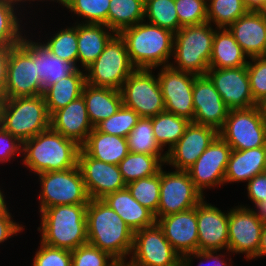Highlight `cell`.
Masks as SVG:
<instances>
[{
  "instance_id": "obj_24",
  "label": "cell",
  "mask_w": 266,
  "mask_h": 266,
  "mask_svg": "<svg viewBox=\"0 0 266 266\" xmlns=\"http://www.w3.org/2000/svg\"><path fill=\"white\" fill-rule=\"evenodd\" d=\"M228 30L248 58L264 56L266 19L258 10H249L231 24Z\"/></svg>"
},
{
  "instance_id": "obj_33",
  "label": "cell",
  "mask_w": 266,
  "mask_h": 266,
  "mask_svg": "<svg viewBox=\"0 0 266 266\" xmlns=\"http://www.w3.org/2000/svg\"><path fill=\"white\" fill-rule=\"evenodd\" d=\"M167 156H152L142 153L129 152L118 167L126 184L155 175L166 163Z\"/></svg>"
},
{
  "instance_id": "obj_17",
  "label": "cell",
  "mask_w": 266,
  "mask_h": 266,
  "mask_svg": "<svg viewBox=\"0 0 266 266\" xmlns=\"http://www.w3.org/2000/svg\"><path fill=\"white\" fill-rule=\"evenodd\" d=\"M205 75L213 83L229 110L247 109L257 105L250 91L247 66L209 68Z\"/></svg>"
},
{
  "instance_id": "obj_25",
  "label": "cell",
  "mask_w": 266,
  "mask_h": 266,
  "mask_svg": "<svg viewBox=\"0 0 266 266\" xmlns=\"http://www.w3.org/2000/svg\"><path fill=\"white\" fill-rule=\"evenodd\" d=\"M26 35L22 37V43L33 53V61L36 63L43 92L62 78L73 74L77 68L52 54L42 42H33Z\"/></svg>"
},
{
  "instance_id": "obj_42",
  "label": "cell",
  "mask_w": 266,
  "mask_h": 266,
  "mask_svg": "<svg viewBox=\"0 0 266 266\" xmlns=\"http://www.w3.org/2000/svg\"><path fill=\"white\" fill-rule=\"evenodd\" d=\"M139 118L140 116L135 110L122 104L115 114L98 123L95 128L109 135L126 138Z\"/></svg>"
},
{
  "instance_id": "obj_32",
  "label": "cell",
  "mask_w": 266,
  "mask_h": 266,
  "mask_svg": "<svg viewBox=\"0 0 266 266\" xmlns=\"http://www.w3.org/2000/svg\"><path fill=\"white\" fill-rule=\"evenodd\" d=\"M83 72L78 68L73 74L62 78L44 91L43 96L50 116L82 96L86 84V75Z\"/></svg>"
},
{
  "instance_id": "obj_5",
  "label": "cell",
  "mask_w": 266,
  "mask_h": 266,
  "mask_svg": "<svg viewBox=\"0 0 266 266\" xmlns=\"http://www.w3.org/2000/svg\"><path fill=\"white\" fill-rule=\"evenodd\" d=\"M215 29L206 22L201 25L183 26L174 33L173 69L196 76L205 75L209 69Z\"/></svg>"
},
{
  "instance_id": "obj_47",
  "label": "cell",
  "mask_w": 266,
  "mask_h": 266,
  "mask_svg": "<svg viewBox=\"0 0 266 266\" xmlns=\"http://www.w3.org/2000/svg\"><path fill=\"white\" fill-rule=\"evenodd\" d=\"M71 264V251L52 247L40 241L32 266H71Z\"/></svg>"
},
{
  "instance_id": "obj_11",
  "label": "cell",
  "mask_w": 266,
  "mask_h": 266,
  "mask_svg": "<svg viewBox=\"0 0 266 266\" xmlns=\"http://www.w3.org/2000/svg\"><path fill=\"white\" fill-rule=\"evenodd\" d=\"M187 171L173 172L160 169V201L157 220L160 217L187 211L196 207L203 199Z\"/></svg>"
},
{
  "instance_id": "obj_21",
  "label": "cell",
  "mask_w": 266,
  "mask_h": 266,
  "mask_svg": "<svg viewBox=\"0 0 266 266\" xmlns=\"http://www.w3.org/2000/svg\"><path fill=\"white\" fill-rule=\"evenodd\" d=\"M193 104L194 123L211 126L217 131L223 127L229 109L206 75L194 79Z\"/></svg>"
},
{
  "instance_id": "obj_8",
  "label": "cell",
  "mask_w": 266,
  "mask_h": 266,
  "mask_svg": "<svg viewBox=\"0 0 266 266\" xmlns=\"http://www.w3.org/2000/svg\"><path fill=\"white\" fill-rule=\"evenodd\" d=\"M41 191L40 211L55 205L88 204L90 197L79 166L37 174Z\"/></svg>"
},
{
  "instance_id": "obj_14",
  "label": "cell",
  "mask_w": 266,
  "mask_h": 266,
  "mask_svg": "<svg viewBox=\"0 0 266 266\" xmlns=\"http://www.w3.org/2000/svg\"><path fill=\"white\" fill-rule=\"evenodd\" d=\"M43 93L33 53L22 42L11 47L3 98L33 97Z\"/></svg>"
},
{
  "instance_id": "obj_19",
  "label": "cell",
  "mask_w": 266,
  "mask_h": 266,
  "mask_svg": "<svg viewBox=\"0 0 266 266\" xmlns=\"http://www.w3.org/2000/svg\"><path fill=\"white\" fill-rule=\"evenodd\" d=\"M218 136V131L206 125L190 122L185 133L167 152L165 165H171L175 170L186 171Z\"/></svg>"
},
{
  "instance_id": "obj_52",
  "label": "cell",
  "mask_w": 266,
  "mask_h": 266,
  "mask_svg": "<svg viewBox=\"0 0 266 266\" xmlns=\"http://www.w3.org/2000/svg\"><path fill=\"white\" fill-rule=\"evenodd\" d=\"M11 52L10 46L0 45V94L3 95L6 86L8 59Z\"/></svg>"
},
{
  "instance_id": "obj_43",
  "label": "cell",
  "mask_w": 266,
  "mask_h": 266,
  "mask_svg": "<svg viewBox=\"0 0 266 266\" xmlns=\"http://www.w3.org/2000/svg\"><path fill=\"white\" fill-rule=\"evenodd\" d=\"M109 3L110 0H70L66 8L82 17V23L105 24L108 27Z\"/></svg>"
},
{
  "instance_id": "obj_37",
  "label": "cell",
  "mask_w": 266,
  "mask_h": 266,
  "mask_svg": "<svg viewBox=\"0 0 266 266\" xmlns=\"http://www.w3.org/2000/svg\"><path fill=\"white\" fill-rule=\"evenodd\" d=\"M207 22L216 28H228L250 9L243 0H207Z\"/></svg>"
},
{
  "instance_id": "obj_31",
  "label": "cell",
  "mask_w": 266,
  "mask_h": 266,
  "mask_svg": "<svg viewBox=\"0 0 266 266\" xmlns=\"http://www.w3.org/2000/svg\"><path fill=\"white\" fill-rule=\"evenodd\" d=\"M209 68H239L247 66L248 56L228 28H216Z\"/></svg>"
},
{
  "instance_id": "obj_54",
  "label": "cell",
  "mask_w": 266,
  "mask_h": 266,
  "mask_svg": "<svg viewBox=\"0 0 266 266\" xmlns=\"http://www.w3.org/2000/svg\"><path fill=\"white\" fill-rule=\"evenodd\" d=\"M250 10H258L265 0H243Z\"/></svg>"
},
{
  "instance_id": "obj_63",
  "label": "cell",
  "mask_w": 266,
  "mask_h": 266,
  "mask_svg": "<svg viewBox=\"0 0 266 266\" xmlns=\"http://www.w3.org/2000/svg\"><path fill=\"white\" fill-rule=\"evenodd\" d=\"M264 57H266V40H265V46H264Z\"/></svg>"
},
{
  "instance_id": "obj_44",
  "label": "cell",
  "mask_w": 266,
  "mask_h": 266,
  "mask_svg": "<svg viewBox=\"0 0 266 266\" xmlns=\"http://www.w3.org/2000/svg\"><path fill=\"white\" fill-rule=\"evenodd\" d=\"M72 264L71 266H119L109 253L100 250L90 243L79 246L71 251ZM110 262H109V261Z\"/></svg>"
},
{
  "instance_id": "obj_45",
  "label": "cell",
  "mask_w": 266,
  "mask_h": 266,
  "mask_svg": "<svg viewBox=\"0 0 266 266\" xmlns=\"http://www.w3.org/2000/svg\"><path fill=\"white\" fill-rule=\"evenodd\" d=\"M207 0H175L179 29L207 22Z\"/></svg>"
},
{
  "instance_id": "obj_9",
  "label": "cell",
  "mask_w": 266,
  "mask_h": 266,
  "mask_svg": "<svg viewBox=\"0 0 266 266\" xmlns=\"http://www.w3.org/2000/svg\"><path fill=\"white\" fill-rule=\"evenodd\" d=\"M218 135L232 150L266 146V119L257 105L247 109H232Z\"/></svg>"
},
{
  "instance_id": "obj_1",
  "label": "cell",
  "mask_w": 266,
  "mask_h": 266,
  "mask_svg": "<svg viewBox=\"0 0 266 266\" xmlns=\"http://www.w3.org/2000/svg\"><path fill=\"white\" fill-rule=\"evenodd\" d=\"M86 226L88 243L109 253L120 264L127 262L134 232L102 199H90L87 204Z\"/></svg>"
},
{
  "instance_id": "obj_29",
  "label": "cell",
  "mask_w": 266,
  "mask_h": 266,
  "mask_svg": "<svg viewBox=\"0 0 266 266\" xmlns=\"http://www.w3.org/2000/svg\"><path fill=\"white\" fill-rule=\"evenodd\" d=\"M81 149L96 160L114 165H118L130 152L126 138L100 132L95 127Z\"/></svg>"
},
{
  "instance_id": "obj_55",
  "label": "cell",
  "mask_w": 266,
  "mask_h": 266,
  "mask_svg": "<svg viewBox=\"0 0 266 266\" xmlns=\"http://www.w3.org/2000/svg\"><path fill=\"white\" fill-rule=\"evenodd\" d=\"M257 212L262 217L263 223L266 225V201L261 203L257 208Z\"/></svg>"
},
{
  "instance_id": "obj_59",
  "label": "cell",
  "mask_w": 266,
  "mask_h": 266,
  "mask_svg": "<svg viewBox=\"0 0 266 266\" xmlns=\"http://www.w3.org/2000/svg\"><path fill=\"white\" fill-rule=\"evenodd\" d=\"M258 11L264 16L266 19V0L263 2V4L259 7Z\"/></svg>"
},
{
  "instance_id": "obj_34",
  "label": "cell",
  "mask_w": 266,
  "mask_h": 266,
  "mask_svg": "<svg viewBox=\"0 0 266 266\" xmlns=\"http://www.w3.org/2000/svg\"><path fill=\"white\" fill-rule=\"evenodd\" d=\"M145 5L141 0H110L108 11V27L119 34L144 19Z\"/></svg>"
},
{
  "instance_id": "obj_40",
  "label": "cell",
  "mask_w": 266,
  "mask_h": 266,
  "mask_svg": "<svg viewBox=\"0 0 266 266\" xmlns=\"http://www.w3.org/2000/svg\"><path fill=\"white\" fill-rule=\"evenodd\" d=\"M130 194L142 206L150 210L157 221V210L160 201V172L126 184Z\"/></svg>"
},
{
  "instance_id": "obj_6",
  "label": "cell",
  "mask_w": 266,
  "mask_h": 266,
  "mask_svg": "<svg viewBox=\"0 0 266 266\" xmlns=\"http://www.w3.org/2000/svg\"><path fill=\"white\" fill-rule=\"evenodd\" d=\"M1 126L22 143L50 128V115L43 95L4 98Z\"/></svg>"
},
{
  "instance_id": "obj_39",
  "label": "cell",
  "mask_w": 266,
  "mask_h": 266,
  "mask_svg": "<svg viewBox=\"0 0 266 266\" xmlns=\"http://www.w3.org/2000/svg\"><path fill=\"white\" fill-rule=\"evenodd\" d=\"M74 25V27L59 29L58 33L47 39L48 41L46 43L43 42V44L52 54L78 69L77 23Z\"/></svg>"
},
{
  "instance_id": "obj_38",
  "label": "cell",
  "mask_w": 266,
  "mask_h": 266,
  "mask_svg": "<svg viewBox=\"0 0 266 266\" xmlns=\"http://www.w3.org/2000/svg\"><path fill=\"white\" fill-rule=\"evenodd\" d=\"M17 4L18 0H0V45L2 46L13 47L22 41L23 34L20 29L22 18L17 16L15 7Z\"/></svg>"
},
{
  "instance_id": "obj_13",
  "label": "cell",
  "mask_w": 266,
  "mask_h": 266,
  "mask_svg": "<svg viewBox=\"0 0 266 266\" xmlns=\"http://www.w3.org/2000/svg\"><path fill=\"white\" fill-rule=\"evenodd\" d=\"M130 256L127 266H174L182 260L157 222L134 232Z\"/></svg>"
},
{
  "instance_id": "obj_51",
  "label": "cell",
  "mask_w": 266,
  "mask_h": 266,
  "mask_svg": "<svg viewBox=\"0 0 266 266\" xmlns=\"http://www.w3.org/2000/svg\"><path fill=\"white\" fill-rule=\"evenodd\" d=\"M22 224L16 223L11 216L9 210L0 216V243H4L7 239L17 236L24 228Z\"/></svg>"
},
{
  "instance_id": "obj_53",
  "label": "cell",
  "mask_w": 266,
  "mask_h": 266,
  "mask_svg": "<svg viewBox=\"0 0 266 266\" xmlns=\"http://www.w3.org/2000/svg\"><path fill=\"white\" fill-rule=\"evenodd\" d=\"M266 256V225L264 224L262 229V235L259 245L258 258Z\"/></svg>"
},
{
  "instance_id": "obj_18",
  "label": "cell",
  "mask_w": 266,
  "mask_h": 266,
  "mask_svg": "<svg viewBox=\"0 0 266 266\" xmlns=\"http://www.w3.org/2000/svg\"><path fill=\"white\" fill-rule=\"evenodd\" d=\"M78 166L90 199H103L126 188L118 165L96 160L80 149Z\"/></svg>"
},
{
  "instance_id": "obj_30",
  "label": "cell",
  "mask_w": 266,
  "mask_h": 266,
  "mask_svg": "<svg viewBox=\"0 0 266 266\" xmlns=\"http://www.w3.org/2000/svg\"><path fill=\"white\" fill-rule=\"evenodd\" d=\"M82 96L93 127L115 114L123 104L120 90L96 87L88 83L84 86Z\"/></svg>"
},
{
  "instance_id": "obj_27",
  "label": "cell",
  "mask_w": 266,
  "mask_h": 266,
  "mask_svg": "<svg viewBox=\"0 0 266 266\" xmlns=\"http://www.w3.org/2000/svg\"><path fill=\"white\" fill-rule=\"evenodd\" d=\"M266 171V146L248 150H232L225 174V183L248 182Z\"/></svg>"
},
{
  "instance_id": "obj_23",
  "label": "cell",
  "mask_w": 266,
  "mask_h": 266,
  "mask_svg": "<svg viewBox=\"0 0 266 266\" xmlns=\"http://www.w3.org/2000/svg\"><path fill=\"white\" fill-rule=\"evenodd\" d=\"M50 127L81 146L94 129L83 96L55 111L50 116Z\"/></svg>"
},
{
  "instance_id": "obj_3",
  "label": "cell",
  "mask_w": 266,
  "mask_h": 266,
  "mask_svg": "<svg viewBox=\"0 0 266 266\" xmlns=\"http://www.w3.org/2000/svg\"><path fill=\"white\" fill-rule=\"evenodd\" d=\"M119 35L125 41L130 62L136 69L170 66L174 46L172 31L144 20L122 30Z\"/></svg>"
},
{
  "instance_id": "obj_10",
  "label": "cell",
  "mask_w": 266,
  "mask_h": 266,
  "mask_svg": "<svg viewBox=\"0 0 266 266\" xmlns=\"http://www.w3.org/2000/svg\"><path fill=\"white\" fill-rule=\"evenodd\" d=\"M153 69H135L121 88L122 103L140 117L152 118L165 111L158 77Z\"/></svg>"
},
{
  "instance_id": "obj_60",
  "label": "cell",
  "mask_w": 266,
  "mask_h": 266,
  "mask_svg": "<svg viewBox=\"0 0 266 266\" xmlns=\"http://www.w3.org/2000/svg\"><path fill=\"white\" fill-rule=\"evenodd\" d=\"M3 95L0 94V116H1V108H2V104H3Z\"/></svg>"
},
{
  "instance_id": "obj_16",
  "label": "cell",
  "mask_w": 266,
  "mask_h": 266,
  "mask_svg": "<svg viewBox=\"0 0 266 266\" xmlns=\"http://www.w3.org/2000/svg\"><path fill=\"white\" fill-rule=\"evenodd\" d=\"M232 148L218 135L196 162L186 171L203 194L206 188L225 184V174ZM204 189V190H203Z\"/></svg>"
},
{
  "instance_id": "obj_36",
  "label": "cell",
  "mask_w": 266,
  "mask_h": 266,
  "mask_svg": "<svg viewBox=\"0 0 266 266\" xmlns=\"http://www.w3.org/2000/svg\"><path fill=\"white\" fill-rule=\"evenodd\" d=\"M130 152L142 153L152 156H167L157 143L152 127V118L140 117L126 137Z\"/></svg>"
},
{
  "instance_id": "obj_22",
  "label": "cell",
  "mask_w": 266,
  "mask_h": 266,
  "mask_svg": "<svg viewBox=\"0 0 266 266\" xmlns=\"http://www.w3.org/2000/svg\"><path fill=\"white\" fill-rule=\"evenodd\" d=\"M156 222L181 258L198 251L197 206L187 211L160 217Z\"/></svg>"
},
{
  "instance_id": "obj_58",
  "label": "cell",
  "mask_w": 266,
  "mask_h": 266,
  "mask_svg": "<svg viewBox=\"0 0 266 266\" xmlns=\"http://www.w3.org/2000/svg\"><path fill=\"white\" fill-rule=\"evenodd\" d=\"M26 1H29L30 2V1H35V0H18V3L20 2V3L23 4V2H26ZM36 1H39V0H36ZM40 1H42V0H40ZM51 1H55V2L57 1V3L59 2V4L61 3L64 7H66L68 5V3H69L70 0H50V2Z\"/></svg>"
},
{
  "instance_id": "obj_15",
  "label": "cell",
  "mask_w": 266,
  "mask_h": 266,
  "mask_svg": "<svg viewBox=\"0 0 266 266\" xmlns=\"http://www.w3.org/2000/svg\"><path fill=\"white\" fill-rule=\"evenodd\" d=\"M156 77L160 83L165 111L193 122V84L197 76L163 66Z\"/></svg>"
},
{
  "instance_id": "obj_7",
  "label": "cell",
  "mask_w": 266,
  "mask_h": 266,
  "mask_svg": "<svg viewBox=\"0 0 266 266\" xmlns=\"http://www.w3.org/2000/svg\"><path fill=\"white\" fill-rule=\"evenodd\" d=\"M135 69L130 62L125 41L116 34L84 71L86 83L121 90L123 83Z\"/></svg>"
},
{
  "instance_id": "obj_26",
  "label": "cell",
  "mask_w": 266,
  "mask_h": 266,
  "mask_svg": "<svg viewBox=\"0 0 266 266\" xmlns=\"http://www.w3.org/2000/svg\"><path fill=\"white\" fill-rule=\"evenodd\" d=\"M102 200L123 219L133 232L156 223L155 215L136 201L127 188L107 194Z\"/></svg>"
},
{
  "instance_id": "obj_56",
  "label": "cell",
  "mask_w": 266,
  "mask_h": 266,
  "mask_svg": "<svg viewBox=\"0 0 266 266\" xmlns=\"http://www.w3.org/2000/svg\"><path fill=\"white\" fill-rule=\"evenodd\" d=\"M257 107L266 119V95L257 102Z\"/></svg>"
},
{
  "instance_id": "obj_57",
  "label": "cell",
  "mask_w": 266,
  "mask_h": 266,
  "mask_svg": "<svg viewBox=\"0 0 266 266\" xmlns=\"http://www.w3.org/2000/svg\"><path fill=\"white\" fill-rule=\"evenodd\" d=\"M7 211H8V208L6 205L5 197H4V194L1 192V189H0V216L3 215L4 213H6Z\"/></svg>"
},
{
  "instance_id": "obj_49",
  "label": "cell",
  "mask_w": 266,
  "mask_h": 266,
  "mask_svg": "<svg viewBox=\"0 0 266 266\" xmlns=\"http://www.w3.org/2000/svg\"><path fill=\"white\" fill-rule=\"evenodd\" d=\"M248 198L257 208L261 203L266 201V172L256 175L247 182Z\"/></svg>"
},
{
  "instance_id": "obj_4",
  "label": "cell",
  "mask_w": 266,
  "mask_h": 266,
  "mask_svg": "<svg viewBox=\"0 0 266 266\" xmlns=\"http://www.w3.org/2000/svg\"><path fill=\"white\" fill-rule=\"evenodd\" d=\"M87 204L55 205L40 212L41 242L46 245L75 250L88 243Z\"/></svg>"
},
{
  "instance_id": "obj_50",
  "label": "cell",
  "mask_w": 266,
  "mask_h": 266,
  "mask_svg": "<svg viewBox=\"0 0 266 266\" xmlns=\"http://www.w3.org/2000/svg\"><path fill=\"white\" fill-rule=\"evenodd\" d=\"M217 252H219V251L212 250V251H196V252H192L190 254H187V255L183 256L182 257V261H183L185 266H192L191 265V263L193 262L192 259L195 257V259L196 258L200 259V262H199L198 266H202V265L204 266V263L202 262L203 260L204 261L206 260L205 261L206 263L207 262L211 263V264L209 263V265H207V266H232V263H231V265H230L229 262L227 264L226 262L228 260L224 261V259L222 258L223 256L225 257V255L217 254Z\"/></svg>"
},
{
  "instance_id": "obj_62",
  "label": "cell",
  "mask_w": 266,
  "mask_h": 266,
  "mask_svg": "<svg viewBox=\"0 0 266 266\" xmlns=\"http://www.w3.org/2000/svg\"><path fill=\"white\" fill-rule=\"evenodd\" d=\"M143 2V4H147L148 2L152 1V0H141Z\"/></svg>"
},
{
  "instance_id": "obj_48",
  "label": "cell",
  "mask_w": 266,
  "mask_h": 266,
  "mask_svg": "<svg viewBox=\"0 0 266 266\" xmlns=\"http://www.w3.org/2000/svg\"><path fill=\"white\" fill-rule=\"evenodd\" d=\"M23 143L0 126V163L10 161L15 154H22Z\"/></svg>"
},
{
  "instance_id": "obj_2",
  "label": "cell",
  "mask_w": 266,
  "mask_h": 266,
  "mask_svg": "<svg viewBox=\"0 0 266 266\" xmlns=\"http://www.w3.org/2000/svg\"><path fill=\"white\" fill-rule=\"evenodd\" d=\"M81 146L51 127L23 142V165L35 174L78 166Z\"/></svg>"
},
{
  "instance_id": "obj_46",
  "label": "cell",
  "mask_w": 266,
  "mask_h": 266,
  "mask_svg": "<svg viewBox=\"0 0 266 266\" xmlns=\"http://www.w3.org/2000/svg\"><path fill=\"white\" fill-rule=\"evenodd\" d=\"M247 63L250 91L253 99L258 102L266 95V57L249 58Z\"/></svg>"
},
{
  "instance_id": "obj_28",
  "label": "cell",
  "mask_w": 266,
  "mask_h": 266,
  "mask_svg": "<svg viewBox=\"0 0 266 266\" xmlns=\"http://www.w3.org/2000/svg\"><path fill=\"white\" fill-rule=\"evenodd\" d=\"M115 35L105 24L77 22L78 62L81 68L85 70L91 65Z\"/></svg>"
},
{
  "instance_id": "obj_12",
  "label": "cell",
  "mask_w": 266,
  "mask_h": 266,
  "mask_svg": "<svg viewBox=\"0 0 266 266\" xmlns=\"http://www.w3.org/2000/svg\"><path fill=\"white\" fill-rule=\"evenodd\" d=\"M264 223L253 207L235 206L229 210L228 251L245 254L247 259L258 257Z\"/></svg>"
},
{
  "instance_id": "obj_20",
  "label": "cell",
  "mask_w": 266,
  "mask_h": 266,
  "mask_svg": "<svg viewBox=\"0 0 266 266\" xmlns=\"http://www.w3.org/2000/svg\"><path fill=\"white\" fill-rule=\"evenodd\" d=\"M205 198L197 205L198 251H228V213Z\"/></svg>"
},
{
  "instance_id": "obj_41",
  "label": "cell",
  "mask_w": 266,
  "mask_h": 266,
  "mask_svg": "<svg viewBox=\"0 0 266 266\" xmlns=\"http://www.w3.org/2000/svg\"><path fill=\"white\" fill-rule=\"evenodd\" d=\"M147 22L168 29L173 33L179 30V19L175 0H152L145 4L144 19Z\"/></svg>"
},
{
  "instance_id": "obj_61",
  "label": "cell",
  "mask_w": 266,
  "mask_h": 266,
  "mask_svg": "<svg viewBox=\"0 0 266 266\" xmlns=\"http://www.w3.org/2000/svg\"><path fill=\"white\" fill-rule=\"evenodd\" d=\"M174 266H185L183 261L181 260L179 263L175 264Z\"/></svg>"
},
{
  "instance_id": "obj_35",
  "label": "cell",
  "mask_w": 266,
  "mask_h": 266,
  "mask_svg": "<svg viewBox=\"0 0 266 266\" xmlns=\"http://www.w3.org/2000/svg\"><path fill=\"white\" fill-rule=\"evenodd\" d=\"M190 122L166 111L152 117L153 133L157 143L162 149L168 145V152L185 133Z\"/></svg>"
}]
</instances>
